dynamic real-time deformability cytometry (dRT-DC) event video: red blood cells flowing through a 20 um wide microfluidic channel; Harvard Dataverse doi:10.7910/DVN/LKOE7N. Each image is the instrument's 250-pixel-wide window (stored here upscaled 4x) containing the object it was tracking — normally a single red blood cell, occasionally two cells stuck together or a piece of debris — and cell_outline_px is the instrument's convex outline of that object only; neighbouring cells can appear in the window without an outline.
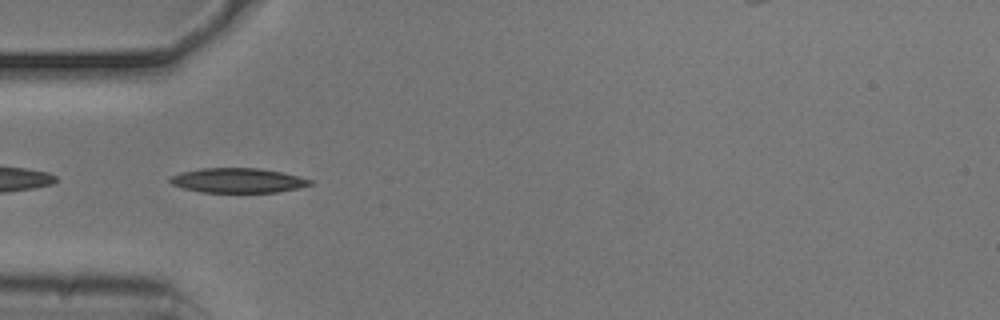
{"species": "common noctule bat (a hibernating species)", "species_latin": "Nyctalus noctula", "temperature_condition": "cold", "stored_images_in_passage": 25, "camera_frame_rate_fps": 3000, "um_per_image_px": 0.085, "animal": {"sex": "male", "body_mass_g": 20.5, "forearm_length_mm": 52.5}, "frame": {"image": 1, "passage_image": 1, "time_ms": 0.0, "image_size_px": [1000, 320], "cell_outline_px": [[312, 184], [296, 188], [276, 192], [200, 192], [184, 188], [172, 184], [168, 180], [168, 176], [200, 168], [260, 168], [284, 172], [312, 180]], "centroid_in_image_um": [20.2, 15.33], "position_along_channel_um": 64.8, "area_um2": 20.06}}
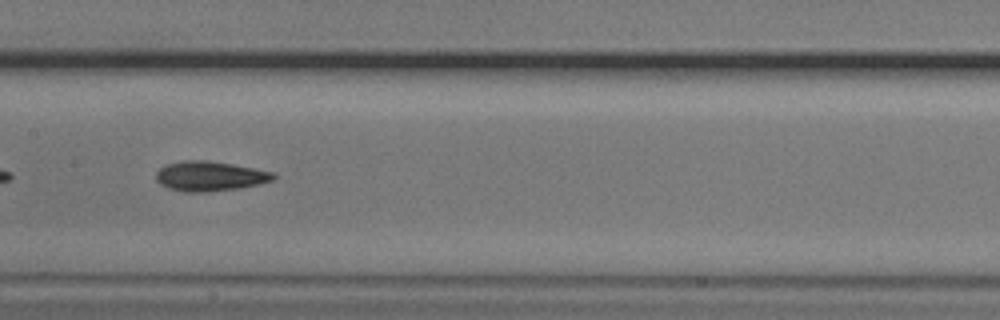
{"frame": {"image": 2, "passage_image": 11, "time_ms": 3.333, "image_size_px": [1000, 320], "cell_outline_px": [[276, 176], [272, 180], [240, 188], [208, 192], [184, 192], [168, 188], [160, 184], [156, 180], [156, 172], [164, 164], [180, 160], [208, 160], [232, 164], [272, 172]], "centroid_in_image_um": [17.76, 14.97], "position_along_channel_um": 189.6, "area_um2": 20.4}}
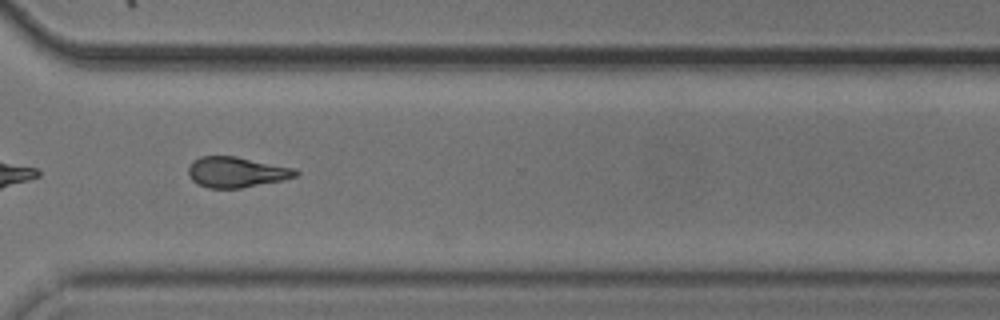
{"frame": {"image": 3, "passage_image": 24, "time_ms": 7.667, "image_size_px": [1000, 320], "cell_outline_px": [[300, 172], [296, 176], [284, 180], [240, 188], [208, 188], [192, 180], [188, 176], [188, 168], [192, 160], [200, 156], [236, 156], [296, 168]], "centroid_in_image_um": [20.1, 14.62], "position_along_channel_um": 350.5, "area_um2": 19.25}}